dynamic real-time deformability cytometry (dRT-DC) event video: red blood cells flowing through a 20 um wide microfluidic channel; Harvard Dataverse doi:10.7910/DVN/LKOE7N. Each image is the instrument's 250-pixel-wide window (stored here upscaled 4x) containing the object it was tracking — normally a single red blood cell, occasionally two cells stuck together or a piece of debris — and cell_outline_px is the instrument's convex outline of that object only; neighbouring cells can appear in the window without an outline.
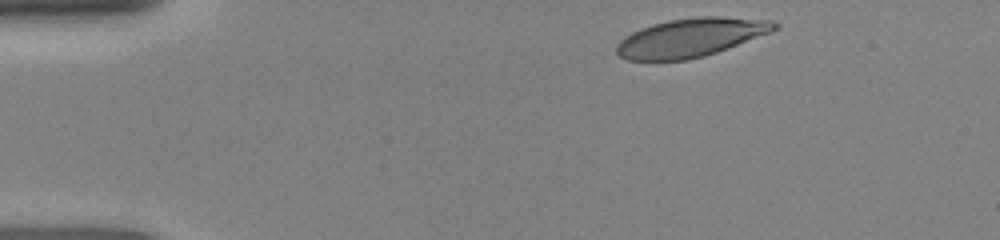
{"species": "human", "species_latin": "Homo sapiens", "temperature_condition": "room temperature", "stored_images_in_passage": 7, "camera_frame_rate_fps": 3000, "um_per_image_px": 0.085, "donor": {"sex": "female"}, "frame": {"image": 1, "passage_image": 1, "time_ms": 0.0, "image_size_px": [1000, 240], "cell_outline_px": [[780, 28], [772, 32], [716, 52], [704, 56], [688, 60], [628, 60], [620, 56], [616, 52], [616, 44], [624, 36], [640, 28], [652, 24], [668, 20], [700, 16], [720, 16], [772, 20], [780, 24]], "centroid_in_image_um": [58.74, 3.18], "position_along_channel_um": 26.3, "area_um2": 35.72}}
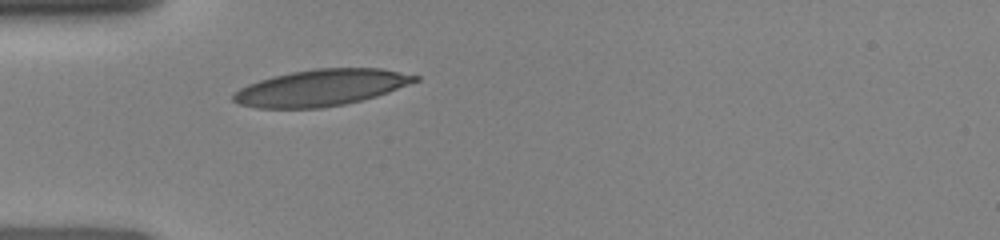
{"frame": {"image": 2, "passage_image": 5, "time_ms": 2.333, "image_size_px": [1000, 240], "cell_outline_px": [[420, 80], [388, 92], [376, 96], [344, 104], [324, 108], [256, 108], [236, 104], [232, 100], [232, 92], [248, 84], [272, 76], [292, 72], [316, 68], [380, 68], [420, 76]], "centroid_in_image_um": [27.25, 7.46], "position_along_channel_um": 57.7, "area_um2": 38.67}}
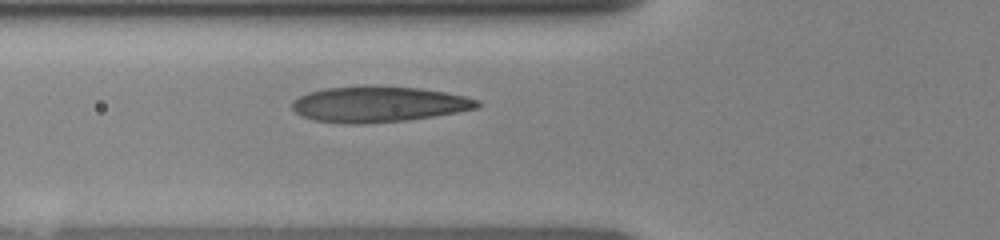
{"frame": {"image": 3, "passage_image": 7, "time_ms": 3.333, "image_size_px": [1000, 240], "cell_outline_px": [[480, 104], [476, 108], [456, 112], [408, 120], [364, 124], [344, 124], [316, 120], [300, 116], [292, 108], [292, 100], [308, 92], [324, 88], [420, 88], [444, 92], [464, 96], [480, 100]], "centroid_in_image_um": [32.15, 8.9], "position_along_channel_um": 93.6, "area_um2": 37.63}}